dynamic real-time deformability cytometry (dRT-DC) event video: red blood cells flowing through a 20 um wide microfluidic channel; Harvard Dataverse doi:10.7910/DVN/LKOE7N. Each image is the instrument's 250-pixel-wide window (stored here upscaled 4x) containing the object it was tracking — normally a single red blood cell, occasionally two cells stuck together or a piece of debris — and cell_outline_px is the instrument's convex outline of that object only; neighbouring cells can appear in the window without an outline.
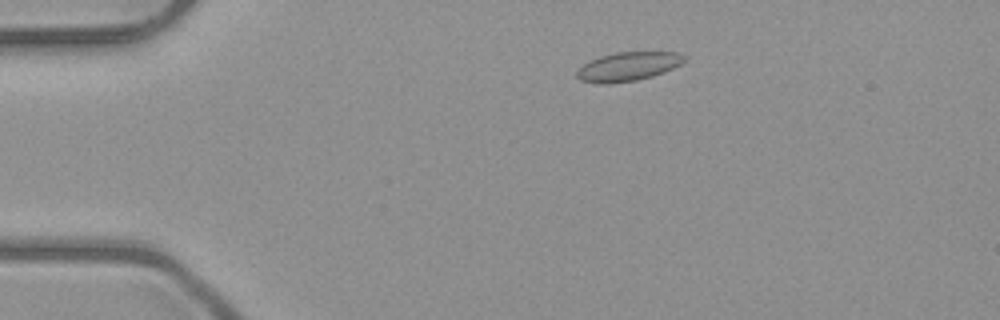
{"species": "common noctule bat (a hibernating species)", "species_latin": "Nyctalus noctula", "temperature_condition": "room temperature", "stored_images_in_passage": 48, "camera_frame_rate_fps": 3000, "um_per_image_px": 0.085, "animal": {"sex": "male", "body_mass_g": 23.1, "forearm_length_mm": 52.7}, "frame": {"image": 1, "passage_image": 7, "time_ms": 2.0, "image_size_px": [1000, 320], "cell_outline_px": [[684, 60], [680, 64], [664, 72], [652, 76], [636, 80], [608, 84], [596, 84], [580, 80], [576, 76], [576, 72], [588, 60], [600, 56], [616, 52], [676, 52], [684, 56]], "centroid_in_image_um": [53.32, 5.66], "position_along_channel_um": 31.7, "area_um2": 18.03}}
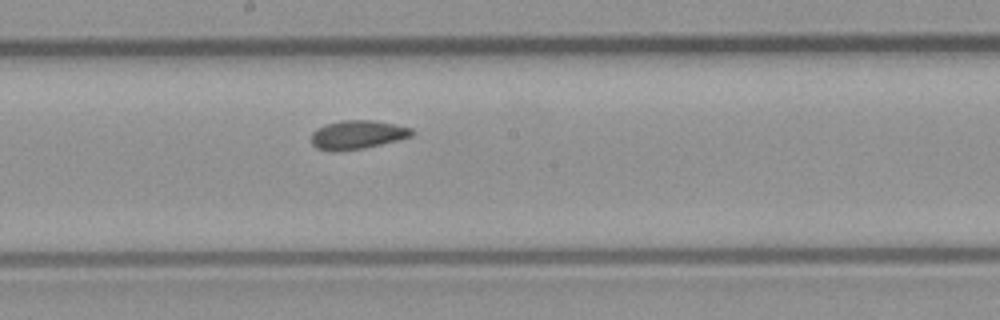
{"frame": {"image": 2, "passage_image": 25, "time_ms": 8.0, "image_size_px": [1000, 320], "cell_outline_px": [[416, 132], [412, 136], [364, 148], [336, 152], [332, 152], [316, 148], [312, 144], [312, 132], [316, 128], [324, 124], [340, 120], [372, 120], [396, 124], [412, 128]], "centroid_in_image_um": [30.36, 11.45], "position_along_channel_um": 217.8, "area_um2": 17.05}}
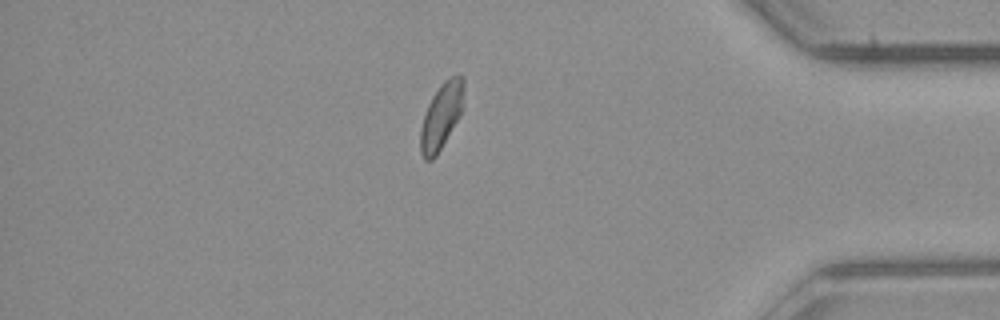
{"frame": {"image": 3, "passage_image": 41, "time_ms": 13.333, "image_size_px": [1000, 320], "cell_outline_px": [[464, 108], [460, 116], [436, 156], [432, 160], [424, 160], [420, 152], [420, 128], [428, 104], [432, 96], [440, 84], [444, 80], [452, 76], [464, 76]], "centroid_in_image_um": [37.53, 9.85], "position_along_channel_um": 397.7, "area_um2": 16.88}, "authors_computed_cell_mechanics": {"area_um2": 16.7331, "velocity_mm_per_s": 4.0112, "shape_relaxation_time_tau1_ms": 6.0019, "shape_relaxation_time_tau2_ms": 1.6014, "deformation_change_tau1": 0.1035, "deformation_change_tau2": 0.0589}}